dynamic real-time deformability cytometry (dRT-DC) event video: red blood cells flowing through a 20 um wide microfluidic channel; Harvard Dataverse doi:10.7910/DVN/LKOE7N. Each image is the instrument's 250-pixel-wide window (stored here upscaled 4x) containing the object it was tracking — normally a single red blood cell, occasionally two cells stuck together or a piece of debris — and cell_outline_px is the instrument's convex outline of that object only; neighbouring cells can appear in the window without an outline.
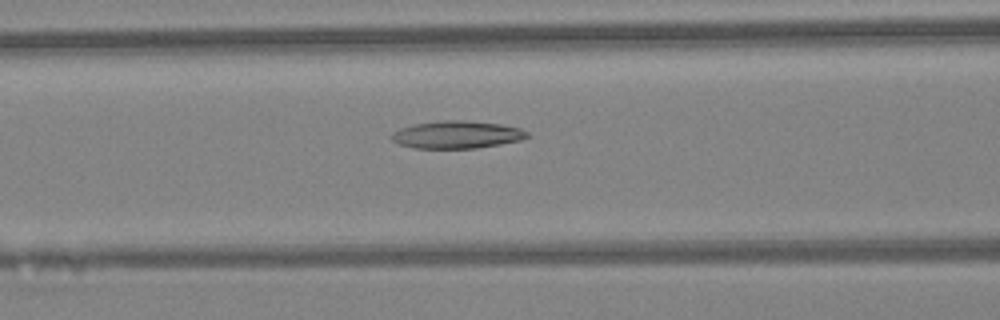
{"species": "Egyptian fruit bat (a non-hibernating species)", "species_latin": "Rousettus aegyptiacus", "temperature_condition": "warm", "stored_images_in_passage": 38, "camera_frame_rate_fps": 3000, "um_per_image_px": 0.085, "animal": {"sex": "female"}, "frame": {"image": 1, "passage_image": 12, "time_ms": 3.667, "image_size_px": [1000, 320], "cell_outline_px": [[528, 136], [520, 140], [500, 144], [476, 148], [412, 148], [400, 144], [392, 140], [392, 132], [400, 128], [412, 124], [444, 120], [464, 120], [500, 124], [520, 128], [528, 132]], "centroid_in_image_um": [38.81, 11.44], "position_along_channel_um": 127.8, "area_um2": 21.68}}
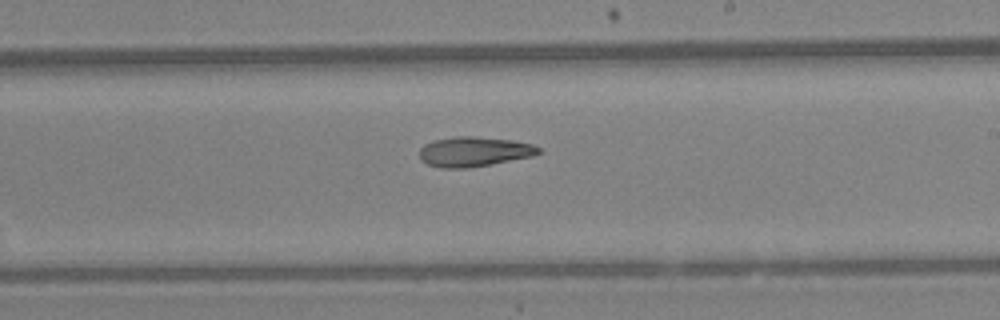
{"frame": {"image": 2, "passage_image": 20, "time_ms": 6.333, "image_size_px": [1000, 320], "cell_outline_px": [[544, 152], [532, 156], [492, 164], [464, 168], [440, 168], [428, 164], [420, 160], [420, 148], [424, 144], [432, 140], [456, 136], [472, 136], [512, 140], [532, 144], [540, 148]], "centroid_in_image_um": [40.29, 12.89], "position_along_channel_um": 248.7, "area_um2": 20.81}}
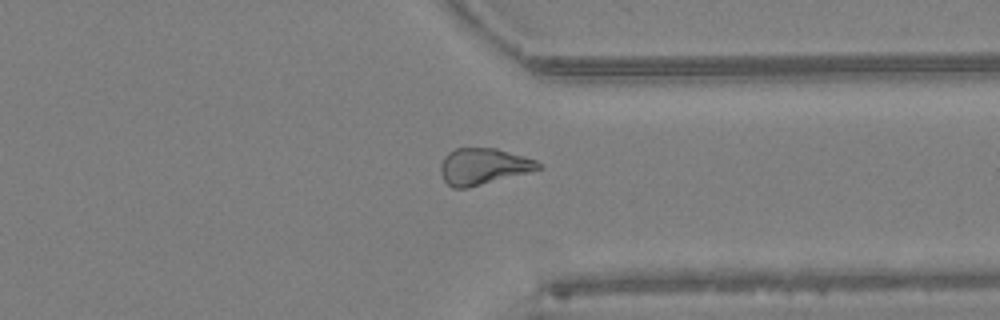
{"frame": {"image": 3, "passage_image": 28, "time_ms": 9.0, "image_size_px": [1000, 320], "cell_outline_px": [[544, 168], [468, 188], [452, 188], [444, 180], [440, 172], [440, 164], [444, 156], [448, 152], [456, 148], [496, 148], [524, 156], [536, 160]], "centroid_in_image_um": [41.06, 14.14], "position_along_channel_um": 370.3, "area_um2": 20.75}}